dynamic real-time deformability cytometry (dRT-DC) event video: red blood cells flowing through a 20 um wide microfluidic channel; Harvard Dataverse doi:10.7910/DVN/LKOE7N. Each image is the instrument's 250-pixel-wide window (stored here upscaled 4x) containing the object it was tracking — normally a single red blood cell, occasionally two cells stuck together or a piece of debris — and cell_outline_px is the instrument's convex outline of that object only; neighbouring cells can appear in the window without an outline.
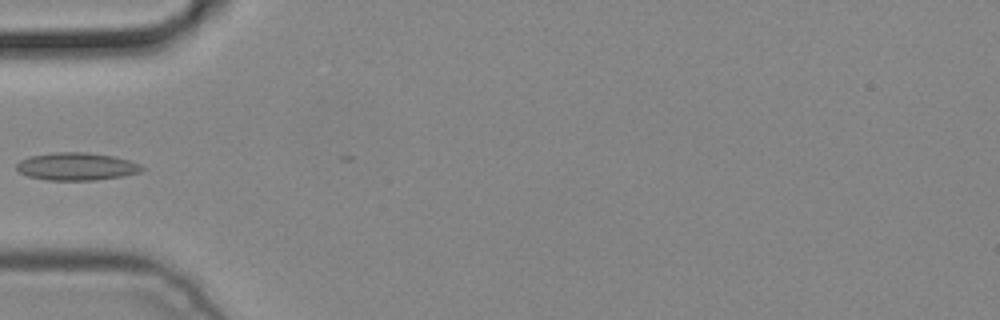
{"species": "common noctule bat (a hibernating species)", "species_latin": "Nyctalus noctula", "temperature_condition": "cold", "stored_images_in_passage": 4, "camera_frame_rate_fps": 3000, "um_per_image_px": 0.085, "animal": {"sex": "male", "body_mass_g": 19.2, "forearm_length_mm": 51.8}, "frame": {"image": 1, "passage_image": 4, "time_ms": 1.0, "image_size_px": [1000, 320], "cell_outline_px": [[144, 168], [140, 172], [124, 176], [96, 180], [44, 180], [28, 176], [20, 172], [16, 168], [16, 164], [20, 160], [28, 156], [56, 152], [84, 152], [112, 156], [128, 160], [140, 164]], "centroid_in_image_um": [6.48, 14.15], "position_along_channel_um": 78.5, "area_um2": 20.23}}